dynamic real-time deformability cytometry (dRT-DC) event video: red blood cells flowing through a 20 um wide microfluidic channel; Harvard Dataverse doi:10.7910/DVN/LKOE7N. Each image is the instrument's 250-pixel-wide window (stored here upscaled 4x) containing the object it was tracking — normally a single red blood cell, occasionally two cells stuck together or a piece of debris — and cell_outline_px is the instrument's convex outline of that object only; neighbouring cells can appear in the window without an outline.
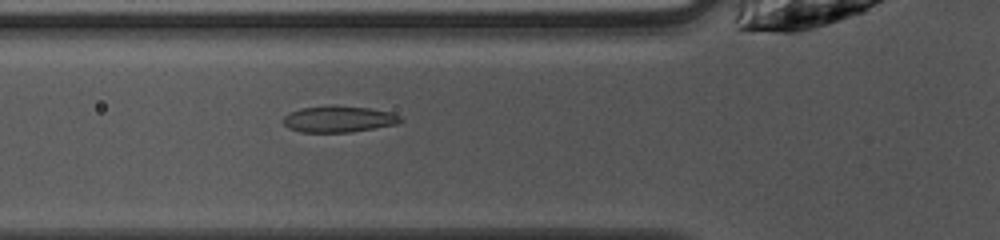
{"species": "common noctule bat (a hibernating species)", "species_latin": "Nyctalus noctula", "temperature_condition": "warm", "stored_images_in_passage": 47, "camera_frame_rate_fps": 3000, "um_per_image_px": 0.085, "animal": {"sex": "female", "body_mass_g": 10.0, "forearm_length_mm": 53.1}, "frame": {"image": 1, "passage_image": 15, "time_ms": 4.667, "image_size_px": [1000, 240], "cell_outline_px": [[404, 120], [400, 124], [348, 132], [300, 132], [288, 128], [280, 120], [284, 116], [300, 108], [332, 104], [368, 108], [392, 112], [400, 116]], "centroid_in_image_um": [28.79, 10.11], "position_along_channel_um": 97.0, "area_um2": 18.32}}
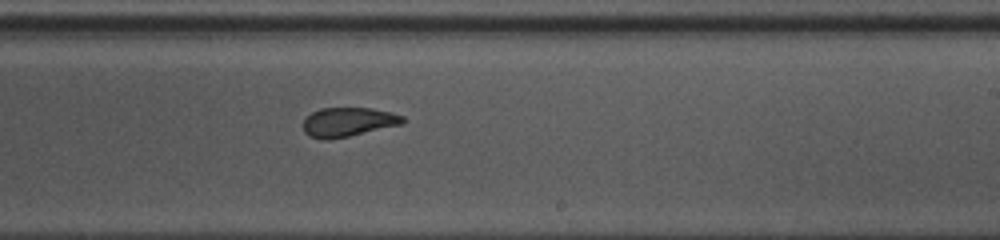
{"frame": {"image": 2, "passage_image": 27, "time_ms": 8.667, "image_size_px": [1000, 240], "cell_outline_px": [[404, 124], [348, 136], [328, 140], [324, 140], [308, 136], [304, 132], [304, 120], [312, 112], [320, 108], [372, 108], [392, 112], [404, 116]], "centroid_in_image_um": [29.61, 10.37], "position_along_channel_um": 259.4, "area_um2": 16.99}}
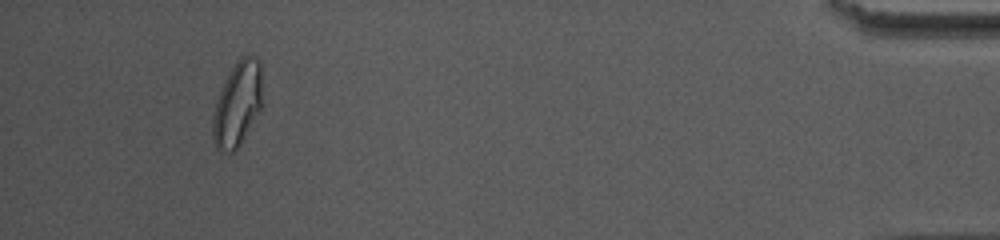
{"frame": {"image": 3, "passage_image": 44, "time_ms": 14.333, "image_size_px": [1000, 240], "cell_outline_px": [[260, 108], [236, 148], [232, 152], [220, 152], [216, 148], [212, 136], [212, 120], [216, 100], [232, 68], [240, 56], [256, 56], [260, 60]], "centroid_in_image_um": [20.14, 8.84], "position_along_channel_um": 415.1, "area_um2": 23.52}, "authors_computed_cell_mechanics": {"area_um2": 18.9584, "velocity_mm_per_s": 4.0473, "shape_relaxation_time_tau1_ms": null, "shape_relaxation_time_tau2_ms": 1.4881, "deformation_change_tau1": null, "deformation_change_tau2": 0.0697}}